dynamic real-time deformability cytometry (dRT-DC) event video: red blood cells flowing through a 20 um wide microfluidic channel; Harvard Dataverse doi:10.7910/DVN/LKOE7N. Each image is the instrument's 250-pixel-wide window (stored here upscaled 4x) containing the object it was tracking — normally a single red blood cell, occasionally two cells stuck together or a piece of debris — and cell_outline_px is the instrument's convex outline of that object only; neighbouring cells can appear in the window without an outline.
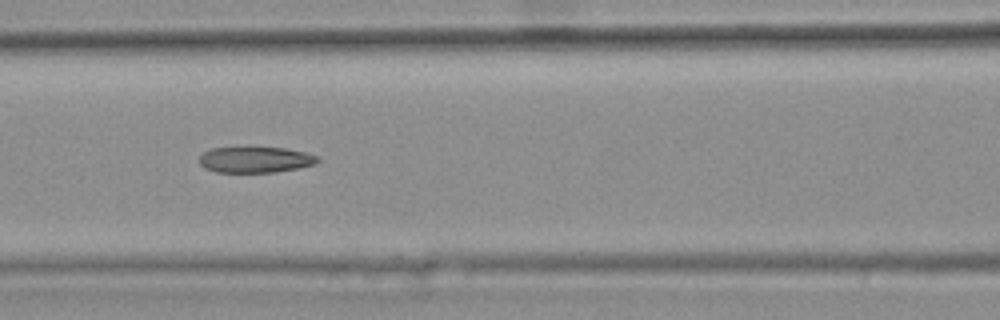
{"species": "common noctule bat (a hibernating species)", "species_latin": "Nyctalus noctula", "temperature_condition": "warm", "stored_images_in_passage": 32, "camera_frame_rate_fps": 3000, "um_per_image_px": 0.085, "animal": {"sex": "female", "body_mass_g": 25.1}, "frame": {"image": 1, "passage_image": 10, "time_ms": 3.0, "image_size_px": [1000, 320], "cell_outline_px": [[320, 160], [316, 164], [276, 172], [216, 172], [204, 168], [200, 164], [200, 156], [204, 152], [212, 148], [284, 148], [304, 152], [320, 156]], "centroid_in_image_um": [21.73, 13.58], "position_along_channel_um": 144.9, "area_um2": 17.74}, "authors_computed_cell_mechanics": {"area_um2": 18.8428, "velocity_mm_per_s": 3.7605, "shape_relaxation_time_tau1_ms": null, "shape_relaxation_time_tau2_ms": 3.0253, "deformation_change_tau1": null, "deformation_change_tau2": 0.1168}}